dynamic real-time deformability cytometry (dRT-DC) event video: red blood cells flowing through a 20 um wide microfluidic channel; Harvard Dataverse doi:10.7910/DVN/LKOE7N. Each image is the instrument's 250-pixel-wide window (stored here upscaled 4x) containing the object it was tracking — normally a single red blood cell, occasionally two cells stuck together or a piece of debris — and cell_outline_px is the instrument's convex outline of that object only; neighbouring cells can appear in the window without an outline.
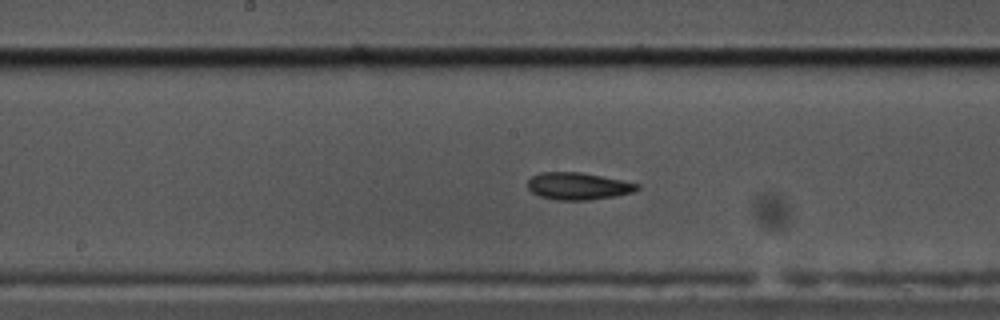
{"species": "common noctule bat (a hibernating species)", "species_latin": "Nyctalus noctula", "temperature_condition": "cold", "stored_images_in_passage": 42, "segment_of_instrument_passage": [1, 2], "camera_frame_rate_fps": 3000, "um_per_image_px": 0.085, "animal": {"sex": "male", "body_mass_g": 17.5, "forearm_length_mm": 52.3}, "frame": {"image": 1, "passage_image": 12, "time_ms": 3.667, "image_size_px": [1000, 320], "cell_outline_px": [[640, 188], [632, 192], [616, 196], [588, 200], [556, 200], [540, 196], [532, 192], [528, 188], [528, 180], [532, 176], [540, 172], [580, 172], [640, 184]], "centroid_in_image_um": [49.12, 15.82], "position_along_channel_um": 199.1, "area_um2": 17.22}}
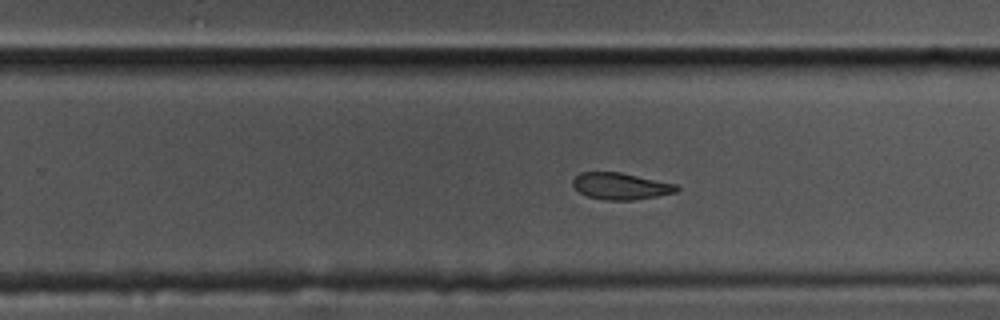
{"frame": {"image": 2, "passage_image": 19, "time_ms": 6.0, "image_size_px": [1000, 320], "cell_outline_px": [[680, 188], [676, 192], [656, 196], [632, 200], [604, 200], [588, 196], [580, 192], [572, 184], [572, 180], [580, 172], [620, 172], [676, 184]], "centroid_in_image_um": [52.75, 15.82], "position_along_channel_um": 277.0, "area_um2": 16.01}}
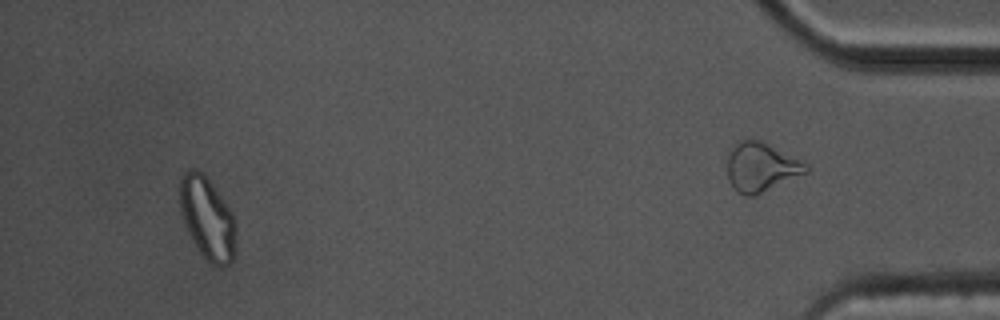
{"frame": {"image": 3, "passage_image": 38, "time_ms": 12.333, "image_size_px": [1000, 320], "cell_outline_px": [[236, 228], [232, 260], [224, 268], [216, 268], [204, 260], [192, 240], [188, 232], [180, 212], [180, 176], [184, 172], [192, 168], [200, 172], [208, 180], [232, 212], [236, 220]], "centroid_in_image_um": [17.62, 18.61], "position_along_channel_um": 417.6, "area_um2": 26.93}}